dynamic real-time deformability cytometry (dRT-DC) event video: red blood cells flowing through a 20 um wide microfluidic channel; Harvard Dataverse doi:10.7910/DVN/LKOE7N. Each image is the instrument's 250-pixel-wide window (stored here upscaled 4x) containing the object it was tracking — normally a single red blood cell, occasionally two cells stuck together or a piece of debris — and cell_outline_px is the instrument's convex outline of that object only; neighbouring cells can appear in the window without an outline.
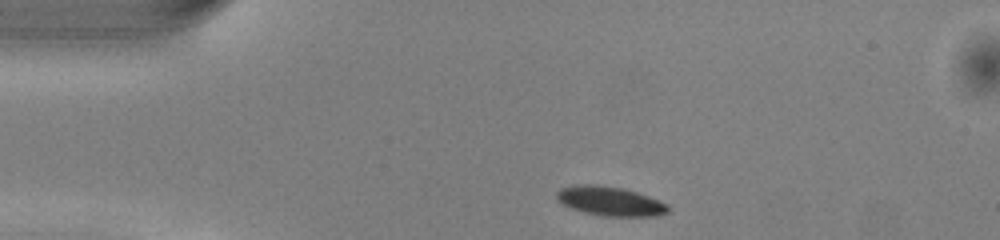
{"species": "common noctule bat (a hibernating species)", "species_latin": "Nyctalus noctula", "temperature_condition": "warm", "stored_images_in_passage": 26, "camera_frame_rate_fps": 3000, "um_per_image_px": 0.085, "animal": {"sex": "male", "body_mass_g": 13.0, "forearm_length_mm": 53.1}, "frame": {"image": 1, "passage_image": 1, "time_ms": 0.0, "image_size_px": [1000, 240], "cell_outline_px": [[668, 212], [656, 216], [604, 216], [584, 212], [572, 208], [556, 200], [556, 192], [560, 188], [576, 184], [596, 184], [624, 188], [648, 196], [668, 204]], "centroid_in_image_um": [51.83, 17.08], "position_along_channel_um": 33.2, "area_um2": 19.02}}
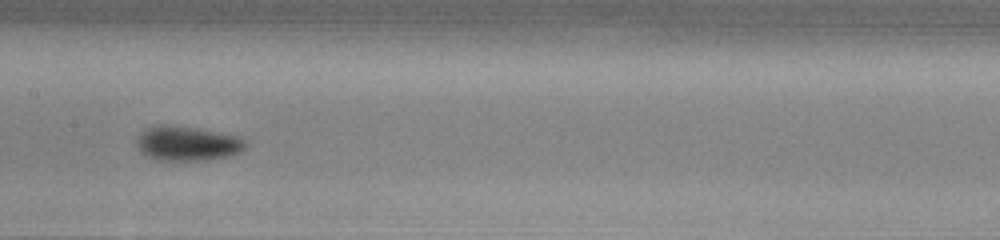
{"frame": {"image": 2, "passage_image": 16, "time_ms": 5.0, "image_size_px": [1000, 240], "cell_outline_px": [[248, 144], [240, 152], [228, 156], [208, 160], [156, 160], [140, 152], [136, 144], [136, 140], [140, 132], [144, 128], [152, 124], [168, 124], [196, 128], [220, 132], [240, 136]], "centroid_in_image_um": [15.89, 12.17], "position_along_channel_um": 191.5, "area_um2": 22.37}}
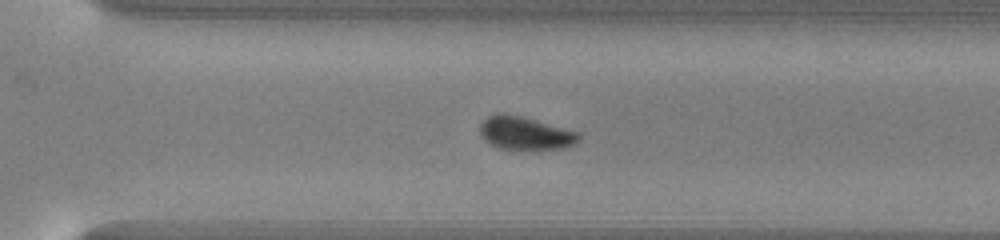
{"frame": {"image": 3, "passage_image": 26, "time_ms": 8.333, "image_size_px": [1000, 240], "cell_outline_px": [[580, 136], [572, 144], [564, 148], [496, 148], [488, 144], [480, 136], [480, 124], [488, 116], [496, 112], [504, 112], [520, 116], [576, 132]], "centroid_in_image_um": [44.51, 11.3], "position_along_channel_um": 326.1, "area_um2": 18.55}}